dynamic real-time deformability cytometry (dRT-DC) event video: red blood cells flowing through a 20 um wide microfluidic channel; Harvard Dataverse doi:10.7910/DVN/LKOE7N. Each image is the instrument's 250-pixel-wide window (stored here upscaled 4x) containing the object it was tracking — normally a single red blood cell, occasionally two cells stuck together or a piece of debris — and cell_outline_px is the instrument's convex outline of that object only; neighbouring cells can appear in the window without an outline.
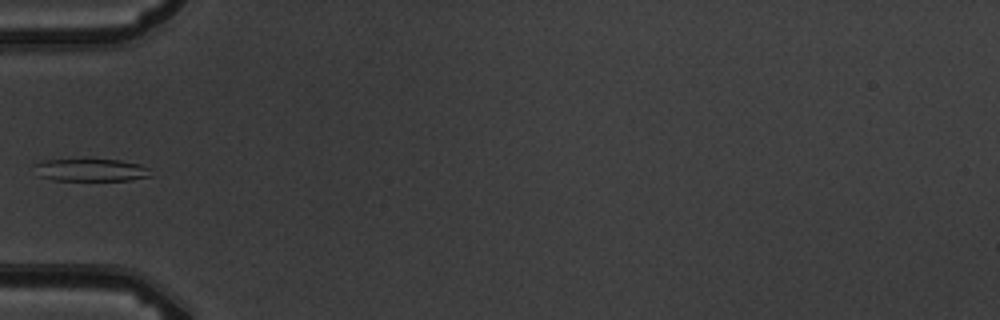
{"species": "common noctule bat (a hibernating species)", "species_latin": "Nyctalus noctula", "temperature_condition": "warm", "stored_images_in_passage": 5, "camera_frame_rate_fps": 3000, "um_per_image_px": 0.085, "animal": {"sex": "male", "body_mass_g": 19.5, "forearm_length_mm": 54.6}, "frame": {"image": 1, "passage_image": 5, "time_ms": 4.667, "image_size_px": [1000, 320], "cell_outline_px": [[152, 176], [132, 180], [52, 180], [36, 176], [32, 164], [44, 160], [120, 160], [140, 164], [148, 168]], "centroid_in_image_um": [7.67, 14.46], "position_along_channel_um": 77.3, "area_um2": 15.37}}